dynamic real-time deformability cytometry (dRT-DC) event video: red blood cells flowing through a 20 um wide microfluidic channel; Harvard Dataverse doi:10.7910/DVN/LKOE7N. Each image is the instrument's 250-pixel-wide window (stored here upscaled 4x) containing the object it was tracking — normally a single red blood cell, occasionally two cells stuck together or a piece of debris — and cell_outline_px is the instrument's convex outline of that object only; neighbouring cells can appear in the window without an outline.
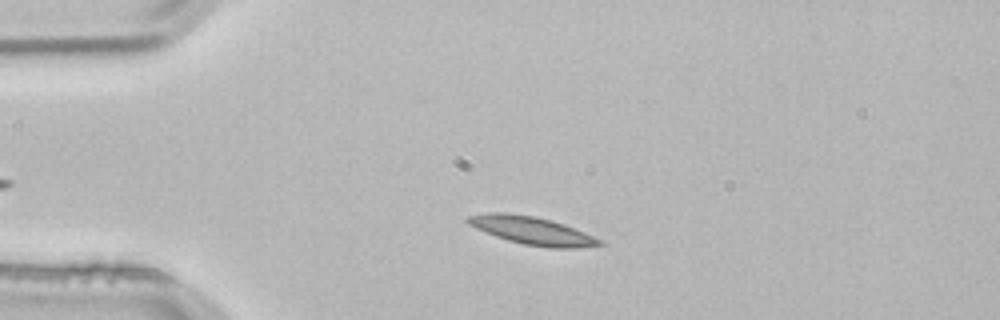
{"species": "common noctule bat (a hibernating species)", "species_latin": "Nyctalus noctula", "temperature_condition": "room temperature", "stored_images_in_passage": 2, "camera_frame_rate_fps": 3000, "um_per_image_px": 0.085, "animal": {"sex": "male", "body_mass_g": 21.5, "forearm_length_mm": 52.0}, "frame": {"image": 1, "passage_image": 1, "time_ms": 0.0, "image_size_px": [1000, 320], "cell_outline_px": [[608, 244], [576, 248], [548, 248], [524, 244], [508, 240], [496, 236], [476, 228], [468, 224], [464, 220], [468, 216], [488, 212], [504, 212], [532, 216], [552, 220], [564, 224], [604, 240]], "centroid_in_image_um": [45.26, 19.6], "position_along_channel_um": 39.7, "area_um2": 21.5}}
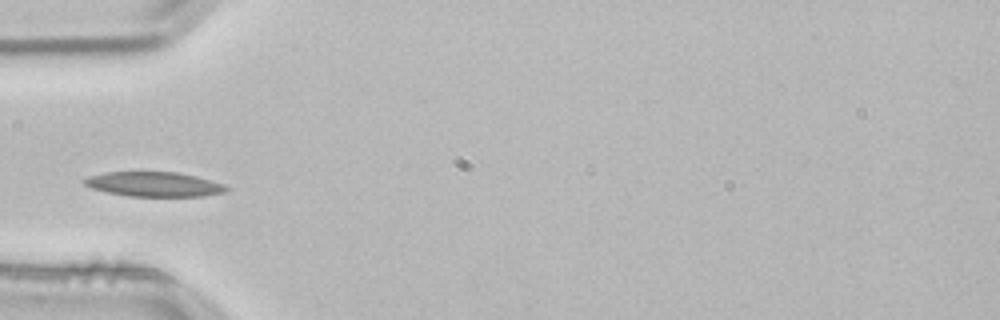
{"frame": {"image": 2, "passage_image": 2, "time_ms": 0.333, "image_size_px": [1000, 320], "cell_outline_px": [[232, 188], [224, 192], [204, 196], [128, 196], [108, 192], [92, 188], [84, 184], [84, 180], [88, 176], [108, 172], [176, 172], [196, 176], [224, 184]], "centroid_in_image_um": [13.13, 15.66], "position_along_channel_um": 71.9, "area_um2": 20.29}}